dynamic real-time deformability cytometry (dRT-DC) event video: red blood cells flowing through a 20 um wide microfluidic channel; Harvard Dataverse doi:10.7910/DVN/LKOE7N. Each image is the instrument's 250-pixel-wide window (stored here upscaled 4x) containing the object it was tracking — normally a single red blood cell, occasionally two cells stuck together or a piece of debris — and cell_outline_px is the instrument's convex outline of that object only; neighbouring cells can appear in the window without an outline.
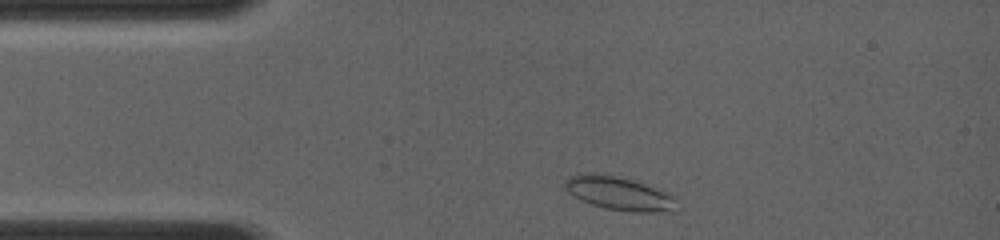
{"species": "common noctule bat (a hibernating species)", "species_latin": "Nyctalus noctula", "temperature_condition": "room temperature", "stored_images_in_passage": 7, "camera_frame_rate_fps": 4000, "um_per_image_px": 0.085, "animal": {"sex": "female", "body_mass_g": 19.0, "forearm_length_mm": 56.7}, "frame": {"image": 1, "passage_image": 1, "time_ms": 0.0, "image_size_px": [1000, 240], "cell_outline_px": [[672, 196], [668, 208], [660, 212], [636, 212], [604, 208], [592, 204], [568, 192], [564, 188], [564, 180], [568, 176], [588, 172], [616, 176], [632, 180], [668, 192]], "centroid_in_image_um": [52.46, 16.4], "position_along_channel_um": 32.5, "area_um2": 20.92}}
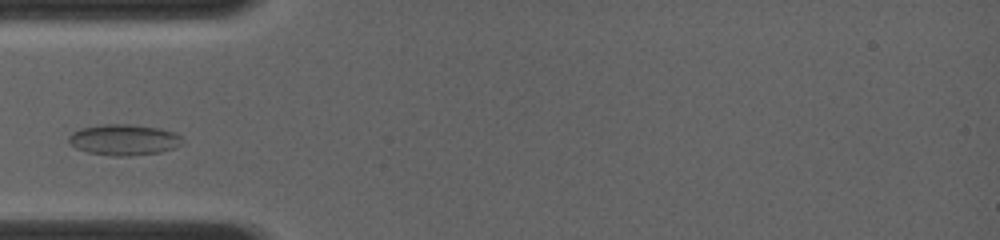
{"frame": {"image": 2, "passage_image": 4, "time_ms": 1.75, "image_size_px": [1000, 240], "cell_outline_px": [[184, 144], [176, 148], [160, 152], [128, 156], [112, 156], [88, 152], [76, 148], [68, 140], [68, 136], [72, 132], [80, 128], [104, 124], [128, 124], [160, 128], [176, 132], [180, 136]], "centroid_in_image_um": [10.57, 11.88], "position_along_channel_um": 74.4, "area_um2": 20.63}}
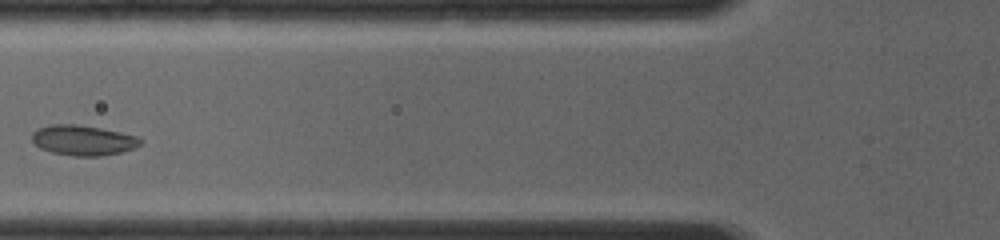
{"frame": {"image": 3, "passage_image": 6, "time_ms": 2.75, "image_size_px": [1000, 240], "cell_outline_px": [[144, 140], [140, 144], [132, 148], [120, 152], [100, 156], [72, 156], [52, 152], [40, 148], [32, 140], [32, 132], [36, 128], [52, 124], [76, 124], [100, 128], [120, 132], [136, 136]], "centroid_in_image_um": [7.03, 11.91], "position_along_channel_um": 118.8, "area_um2": 19.02}}